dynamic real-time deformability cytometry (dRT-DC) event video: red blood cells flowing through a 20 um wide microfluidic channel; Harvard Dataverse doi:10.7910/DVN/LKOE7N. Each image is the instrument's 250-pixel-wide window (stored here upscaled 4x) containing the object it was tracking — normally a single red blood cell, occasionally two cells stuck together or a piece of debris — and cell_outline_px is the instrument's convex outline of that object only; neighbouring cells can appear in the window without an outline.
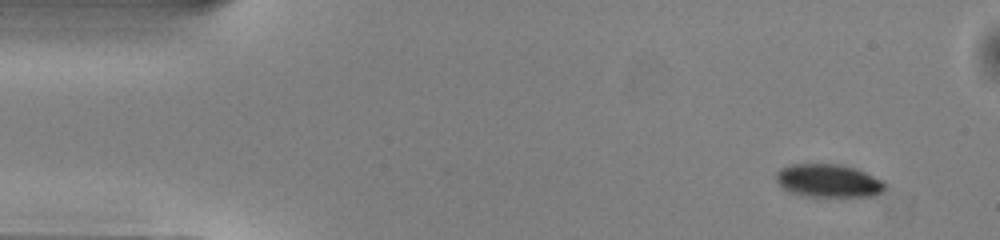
{"species": "common noctule bat (a hibernating species)", "species_latin": "Nyctalus noctula", "temperature_condition": "warm", "stored_images_in_passage": 47, "camera_frame_rate_fps": 3000, "um_per_image_px": 0.085, "animal": {"sex": "male", "body_mass_g": 13.0, "forearm_length_mm": 53.1}, "frame": {"image": 1, "passage_image": 1, "time_ms": 0.0, "image_size_px": [1000, 240], "cell_outline_px": [[888, 184], [876, 196], [816, 196], [792, 192], [784, 188], [776, 180], [776, 172], [780, 168], [792, 164], [840, 164], [856, 168], [884, 180]], "centroid_in_image_um": [70.47, 15.34], "position_along_channel_um": 14.5, "area_um2": 20.87}}
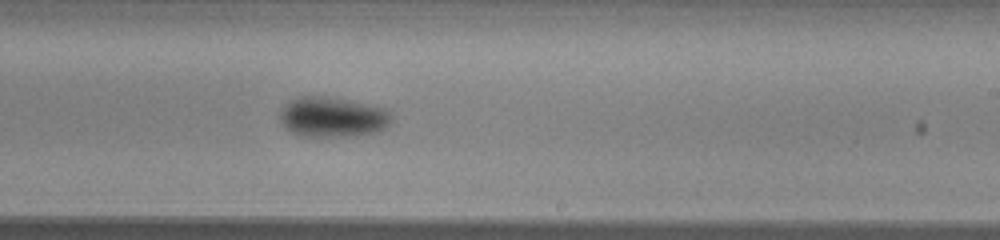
{"frame": {"image": 2, "passage_image": 27, "time_ms": 8.667, "image_size_px": [1000, 240], "cell_outline_px": [[392, 120], [384, 128], [376, 132], [352, 136], [300, 136], [292, 132], [280, 120], [280, 108], [292, 100], [300, 96], [316, 96], [348, 100], [368, 104], [384, 108], [392, 116]], "centroid_in_image_um": [28.26, 9.95], "position_along_channel_um": 260.7, "area_um2": 25.78}}
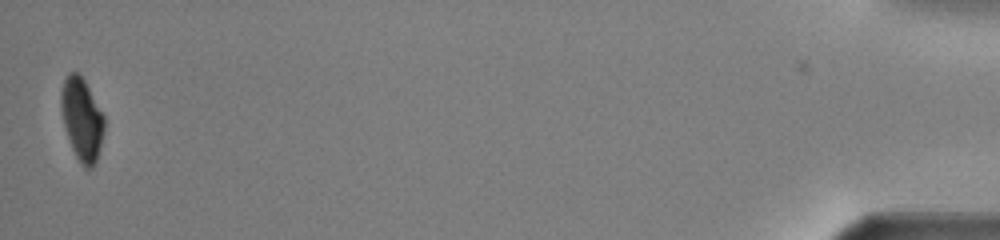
{"frame": {"image": 3, "passage_image": 47, "time_ms": 15.333, "image_size_px": [1000, 240], "cell_outline_px": [[104, 128], [96, 160], [92, 168], [84, 168], [80, 164], [72, 148], [60, 112], [60, 92], [64, 80], [68, 72], [76, 72], [84, 80], [104, 116]], "centroid_in_image_um": [6.93, 10.12], "position_along_channel_um": 428.3, "area_um2": 20.46}, "authors_computed_cell_mechanics": {"area_um2": 23.987, "velocity_mm_per_s": 4.0404, "shape_relaxation_time_tau1_ms": 2.4763, "shape_relaxation_time_tau2_ms": null, "deformation_change_tau1": 0.1184, "deformation_change_tau2": null}}